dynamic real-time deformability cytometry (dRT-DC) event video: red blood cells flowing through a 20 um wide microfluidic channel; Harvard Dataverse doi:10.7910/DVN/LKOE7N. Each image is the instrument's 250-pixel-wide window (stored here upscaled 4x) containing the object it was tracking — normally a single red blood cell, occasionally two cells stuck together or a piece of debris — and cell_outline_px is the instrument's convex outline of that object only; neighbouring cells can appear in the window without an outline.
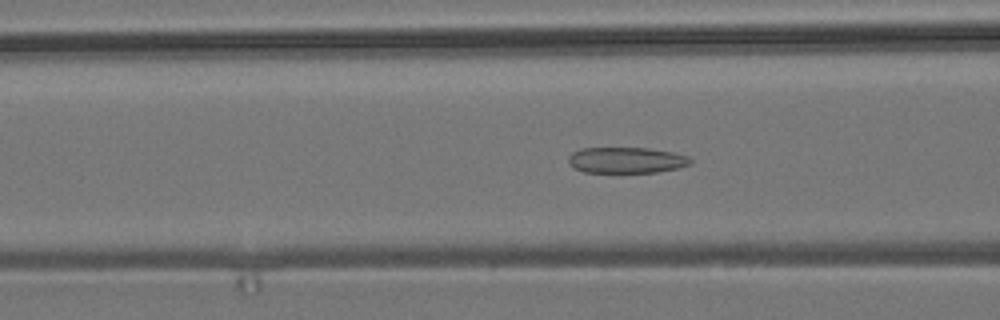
{"species": "common noctule bat (a hibernating species)", "species_latin": "Nyctalus noctula", "temperature_condition": "room temperature", "stored_images_in_passage": 38, "camera_frame_rate_fps": 3000, "um_per_image_px": 0.085, "animal": {"sex": "male", "body_mass_g": 19.2, "forearm_length_mm": 51.8}, "frame": {"image": 1, "passage_image": 4, "time_ms": 1.0, "image_size_px": [1000, 320], "cell_outline_px": [[692, 164], [676, 168], [656, 172], [584, 172], [576, 168], [568, 160], [568, 156], [572, 152], [580, 148], [648, 148], [672, 152], [688, 156], [692, 160]], "centroid_in_image_um": [53.25, 13.6], "position_along_channel_um": 113.3, "area_um2": 18.32}}
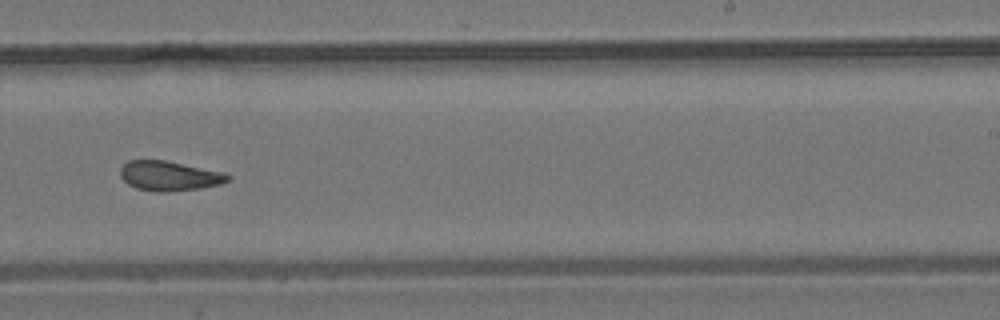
{"frame": {"image": 2, "passage_image": 17, "time_ms": 5.333, "image_size_px": [1000, 320], "cell_outline_px": [[232, 176], [228, 180], [220, 184], [200, 188], [164, 192], [156, 192], [136, 188], [128, 184], [120, 176], [120, 168], [128, 160], [164, 160], [224, 172]], "centroid_in_image_um": [14.37, 14.95], "position_along_channel_um": 274.6, "area_um2": 18.55}}
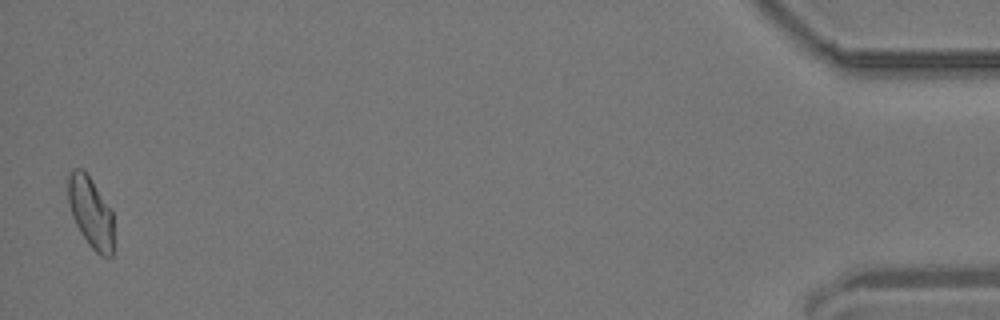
{"frame": {"image": 3, "passage_image": 37, "time_ms": 12.0, "image_size_px": [1000, 320], "cell_outline_px": [[112, 256], [108, 260], [100, 256], [88, 244], [80, 232], [72, 216], [68, 200], [68, 176], [72, 168], [80, 168], [88, 176], [112, 212]], "centroid_in_image_um": [7.69, 18.1], "position_along_channel_um": 427.5, "area_um2": 18.5}}